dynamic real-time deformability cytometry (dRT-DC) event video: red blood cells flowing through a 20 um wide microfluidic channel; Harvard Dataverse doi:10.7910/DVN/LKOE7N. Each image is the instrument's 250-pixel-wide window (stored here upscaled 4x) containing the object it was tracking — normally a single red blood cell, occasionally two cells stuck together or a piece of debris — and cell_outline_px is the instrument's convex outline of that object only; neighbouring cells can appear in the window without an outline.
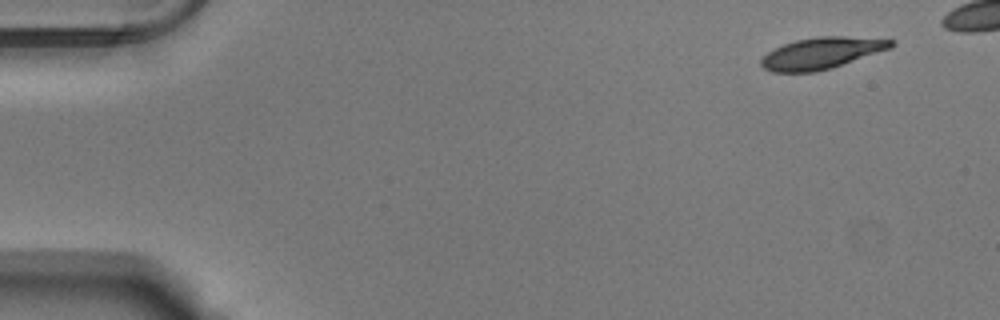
{"species": "Egyptian fruit bat (a non-hibernating species)", "species_latin": "Rousettus aegyptiacus", "temperature_condition": "warm", "stored_images_in_passage": 46, "camera_frame_rate_fps": 3000, "um_per_image_px": 0.085, "animal": {"sex": "male"}, "frame": {"image": 1, "passage_image": 1, "time_ms": 0.0, "image_size_px": [1000, 320], "cell_outline_px": [[896, 44], [892, 48], [832, 68], [816, 72], [772, 72], [764, 68], [760, 64], [760, 60], [768, 52], [784, 44], [796, 40], [816, 36], [844, 36], [896, 40]], "centroid_in_image_um": [69.87, 4.51], "position_along_channel_um": 15.1, "area_um2": 23.93}}
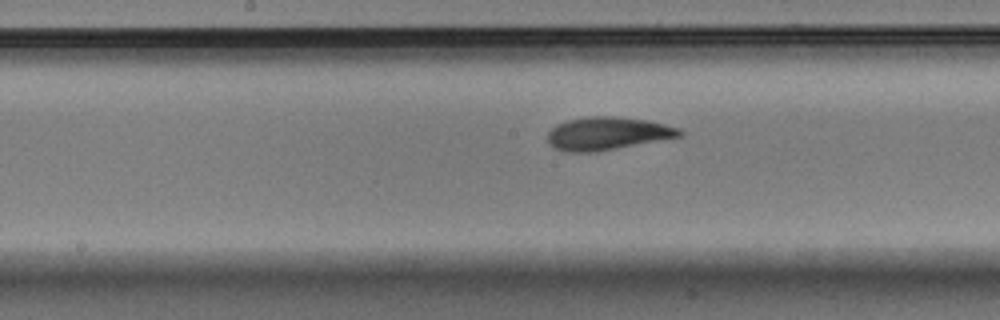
{"frame": {"image": 2, "passage_image": 25, "time_ms": 8.0, "image_size_px": [1000, 320], "cell_outline_px": [[684, 136], [596, 152], [564, 152], [548, 144], [548, 132], [556, 124], [568, 120], [588, 116], [612, 116], [648, 120], [680, 128], [684, 132]], "centroid_in_image_um": [51.65, 11.35], "position_along_channel_um": 196.6, "area_um2": 25.55}}
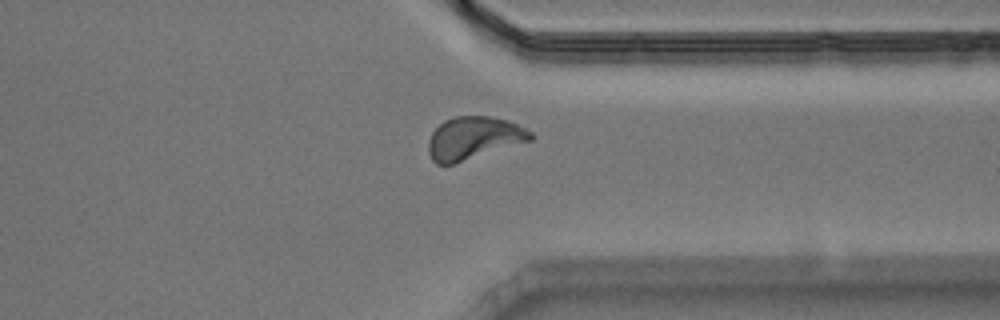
{"frame": {"image": 3, "passage_image": 39, "time_ms": 12.667, "image_size_px": [1000, 320], "cell_outline_px": [[536, 136], [532, 140], [452, 164], [436, 164], [432, 160], [428, 152], [428, 140], [432, 132], [444, 120], [452, 116], [488, 116], [504, 120], [516, 124], [532, 132]], "centroid_in_image_um": [40.24, 11.73], "position_along_channel_um": 371.2, "area_um2": 25.26}}